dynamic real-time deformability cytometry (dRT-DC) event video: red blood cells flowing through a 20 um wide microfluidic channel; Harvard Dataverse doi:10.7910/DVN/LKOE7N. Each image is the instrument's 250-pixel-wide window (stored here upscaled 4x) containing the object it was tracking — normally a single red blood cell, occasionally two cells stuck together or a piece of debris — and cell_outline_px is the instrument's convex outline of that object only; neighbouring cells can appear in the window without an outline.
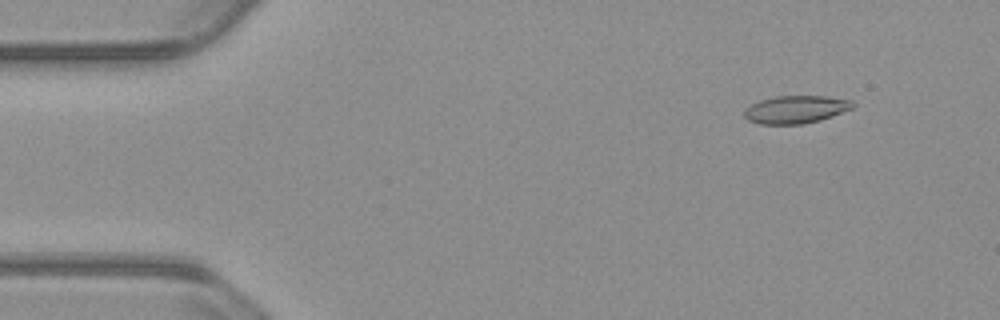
{"species": "common noctule bat (a hibernating species)", "species_latin": "Nyctalus noctula", "temperature_condition": "warm", "stored_images_in_passage": 55, "camera_frame_rate_fps": 3000, "um_per_image_px": 0.085, "animal": {"sex": "male", "body_mass_g": 23.1, "forearm_length_mm": 52.7}, "frame": {"image": 1, "passage_image": 6, "time_ms": 1.667, "image_size_px": [1000, 320], "cell_outline_px": [[856, 104], [852, 108], [832, 116], [820, 120], [804, 124], [760, 124], [748, 120], [744, 116], [744, 108], [760, 100], [776, 96], [828, 96], [852, 100]], "centroid_in_image_um": [67.65, 9.3], "position_along_channel_um": 17.4, "area_um2": 17.63}}
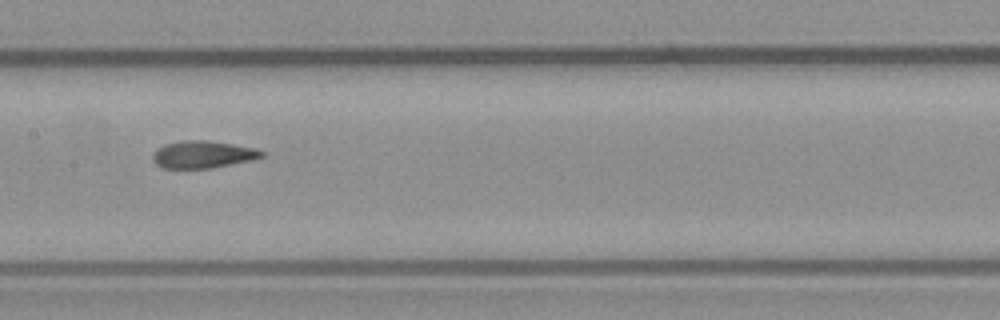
{"frame": {"image": 2, "passage_image": 27, "time_ms": 8.667, "image_size_px": [1000, 320], "cell_outline_px": [[264, 156], [252, 160], [212, 168], [164, 168], [156, 164], [152, 160], [152, 152], [156, 148], [164, 144], [180, 140], [204, 140], [232, 144], [256, 148], [264, 152]], "centroid_in_image_um": [17.2, 13.12], "position_along_channel_um": 190.2, "area_um2": 17.46}}
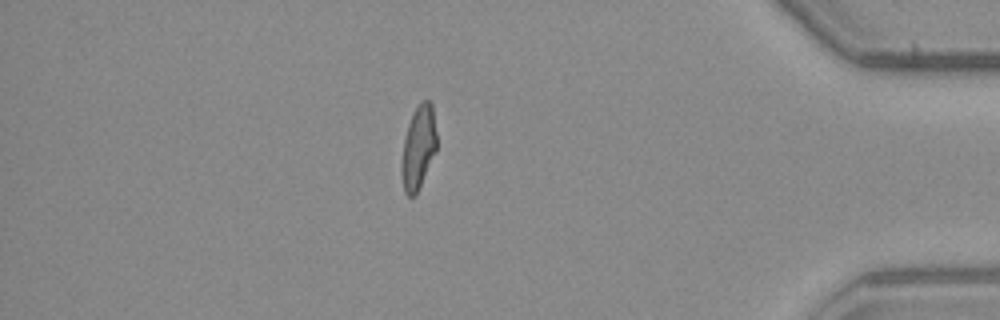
{"frame": {"image": 3, "passage_image": 47, "time_ms": 15.333, "image_size_px": [1000, 320], "cell_outline_px": [[436, 152], [416, 196], [408, 196], [404, 192], [400, 172], [400, 168], [404, 140], [408, 124], [412, 112], [424, 100], [428, 100], [432, 104], [436, 132]], "centroid_in_image_um": [35.55, 12.59], "position_along_channel_um": 399.7, "area_um2": 17.22}, "authors_computed_cell_mechanics": {"area_um2": 17.629, "velocity_mm_per_s": 3.8033, "shape_relaxation_time_tau1_ms": 6.9087, "shape_relaxation_time_tau2_ms": 2.0582, "deformation_change_tau1": 0.2065, "deformation_change_tau2": 0.0995}}